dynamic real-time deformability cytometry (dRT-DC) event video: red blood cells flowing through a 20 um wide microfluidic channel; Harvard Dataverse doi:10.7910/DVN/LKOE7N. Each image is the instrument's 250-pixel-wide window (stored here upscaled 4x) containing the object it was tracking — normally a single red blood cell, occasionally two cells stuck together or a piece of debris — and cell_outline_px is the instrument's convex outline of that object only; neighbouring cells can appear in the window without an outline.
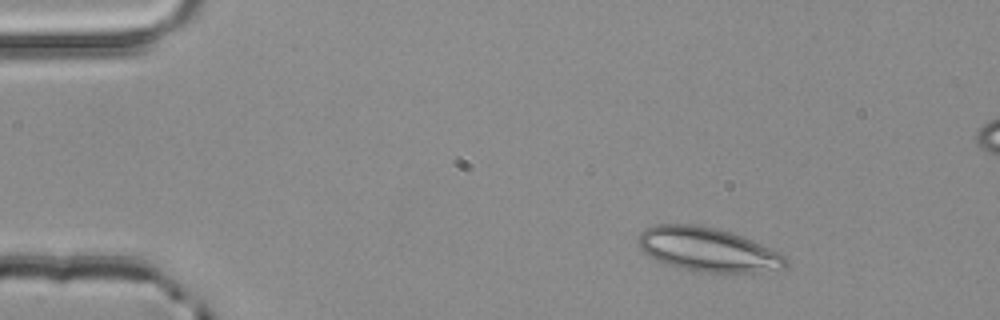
{"species": "common noctule bat (a hibernating species)", "species_latin": "Nyctalus noctula", "temperature_condition": "room temperature", "stored_images_in_passage": 2, "camera_frame_rate_fps": 3000, "um_per_image_px": 0.085, "animal": {"sex": "male", "body_mass_g": 20.4}, "frame": {"image": 1, "passage_image": 2, "time_ms": 0.333, "image_size_px": [1000, 320], "cell_outline_px": [[788, 264], [784, 268], [760, 272], [692, 272], [676, 268], [656, 260], [644, 252], [640, 248], [636, 240], [640, 232], [644, 228], [656, 224], [696, 224], [720, 228], [732, 232], [752, 240], [780, 252], [788, 260]], "centroid_in_image_um": [60.14, 21.21], "position_along_channel_um": 24.9, "area_um2": 38.38}}